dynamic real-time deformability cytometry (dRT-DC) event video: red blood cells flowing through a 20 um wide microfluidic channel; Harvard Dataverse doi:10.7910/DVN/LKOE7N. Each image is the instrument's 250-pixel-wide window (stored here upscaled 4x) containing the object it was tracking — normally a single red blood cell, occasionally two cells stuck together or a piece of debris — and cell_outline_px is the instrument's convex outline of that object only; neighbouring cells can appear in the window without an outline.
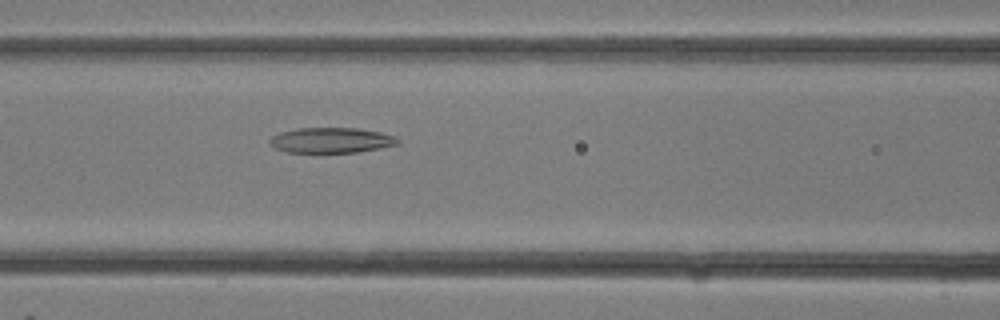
{"species": "common noctule bat (a hibernating species)", "species_latin": "Nyctalus noctula", "temperature_condition": "room temperature", "stored_images_in_passage": 8, "camera_frame_rate_fps": 3000, "um_per_image_px": 0.085, "animal": {"sex": "female"}, "frame": {"image": 1, "passage_image": 8, "time_ms": 2.333, "image_size_px": [1000, 320], "cell_outline_px": [[400, 144], [380, 148], [356, 152], [288, 152], [276, 148], [268, 144], [268, 140], [272, 136], [280, 132], [300, 128], [356, 128], [380, 132], [396, 136], [400, 140]], "centroid_in_image_um": [28.17, 11.92], "position_along_channel_um": 138.4, "area_um2": 18.9}}